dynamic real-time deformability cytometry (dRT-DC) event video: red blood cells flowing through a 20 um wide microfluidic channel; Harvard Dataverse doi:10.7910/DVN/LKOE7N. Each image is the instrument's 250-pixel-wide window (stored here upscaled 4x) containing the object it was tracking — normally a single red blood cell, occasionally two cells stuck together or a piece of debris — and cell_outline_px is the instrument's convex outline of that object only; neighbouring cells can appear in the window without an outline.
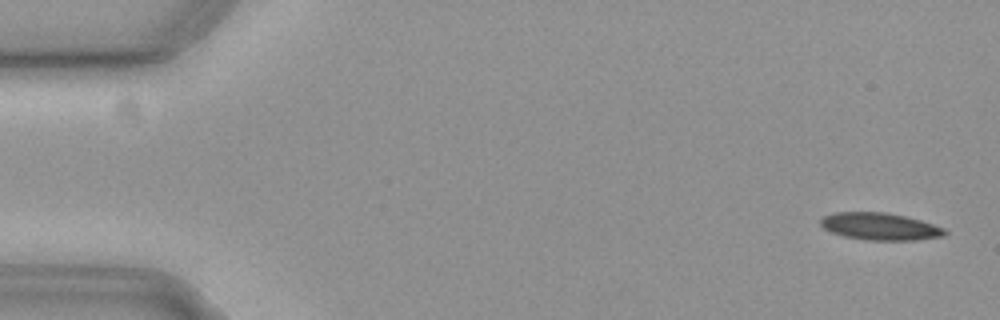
{"species": "common noctule bat (a hibernating species)", "species_latin": "Nyctalus noctula", "temperature_condition": "cold", "stored_images_in_passage": 56, "camera_frame_rate_fps": 3000, "um_per_image_px": 0.085, "animal": {"sex": "female", "body_mass_g": 19.3, "forearm_length_mm": 54.1}, "frame": {"image": 1, "passage_image": 2, "time_ms": 0.333, "image_size_px": [1000, 320], "cell_outline_px": [[948, 232], [940, 236], [912, 240], [868, 240], [844, 236], [832, 232], [824, 228], [820, 224], [820, 220], [824, 216], [832, 212], [884, 212], [904, 216], [920, 220], [944, 228]], "centroid_in_image_um": [74.75, 19.24], "position_along_channel_um": 10.2, "area_um2": 19.42}}
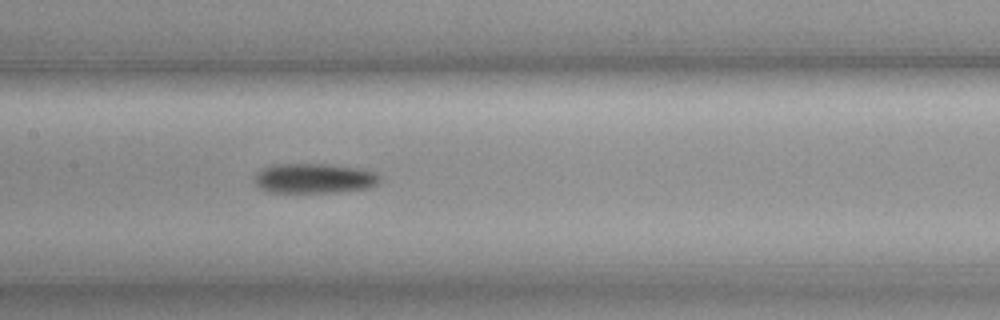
{"frame": {"image": 2, "passage_image": 27, "time_ms": 8.667, "image_size_px": [1000, 320], "cell_outline_px": [[380, 180], [376, 184], [368, 188], [336, 192], [268, 192], [260, 188], [256, 184], [256, 176], [264, 168], [280, 164], [324, 164], [356, 168], [376, 172], [380, 176]], "centroid_in_image_um": [26.74, 15.17], "position_along_channel_um": 180.7, "area_um2": 21.39}}
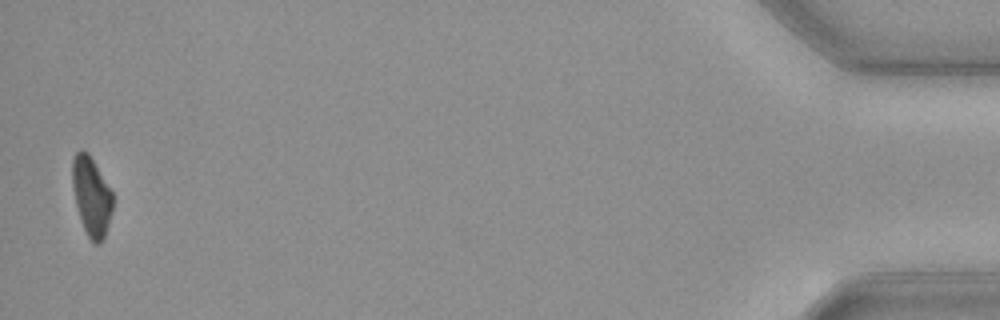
{"frame": {"image": 3, "passage_image": 55, "time_ms": 18.0, "image_size_px": [1000, 320], "cell_outline_px": [[112, 208], [104, 240], [100, 244], [96, 244], [88, 236], [80, 220], [72, 188], [72, 160], [76, 152], [80, 148], [88, 152], [112, 192]], "centroid_in_image_um": [7.75, 16.67], "position_along_channel_um": 427.4, "area_um2": 18.5}, "authors_computed_cell_mechanics": {"area_um2": 20.3745, "velocity_mm_per_s": 3.7097, "shape_relaxation_time_tau1_ms": 3.3733, "shape_relaxation_time_tau2_ms": null, "deformation_change_tau1": 0.114, "deformation_change_tau2": null}}